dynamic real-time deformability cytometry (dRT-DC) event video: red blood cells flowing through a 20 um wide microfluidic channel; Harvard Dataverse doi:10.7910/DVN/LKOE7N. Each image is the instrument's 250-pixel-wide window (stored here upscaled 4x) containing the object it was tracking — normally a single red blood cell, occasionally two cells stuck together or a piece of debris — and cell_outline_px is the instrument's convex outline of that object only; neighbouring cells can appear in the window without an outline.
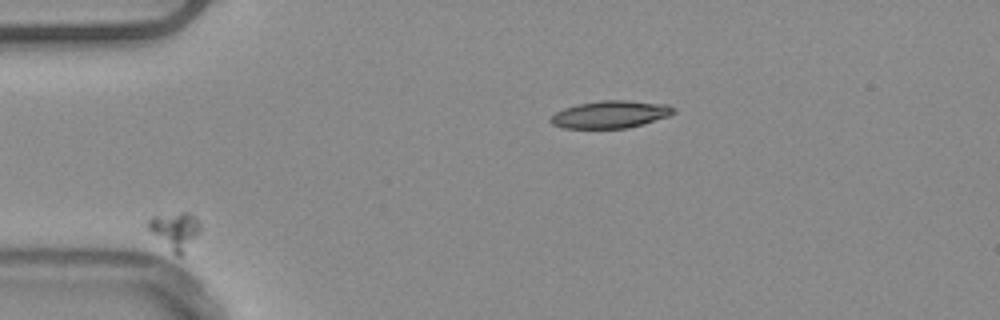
{"species": "common noctule bat (a hibernating species)", "species_latin": "Nyctalus noctula", "temperature_condition": "warm", "stored_images_in_passage": 42, "camera_frame_rate_fps": 3000, "um_per_image_px": 0.085, "animal": {"sex": "male", "body_mass_g": 20.4}, "frame": {"image": 1, "passage_image": 1, "time_ms": 0.0, "image_size_px": [1000, 320], "cell_outline_px": [[200, 232], [184, 252], [180, 256], [176, 256], [148, 228], [148, 220], [152, 216], [180, 212], [188, 212], [200, 224]], "centroid_in_image_um": [14.89, 19.59], "position_along_channel_um": 70.1, "area_um2": 10.92}}